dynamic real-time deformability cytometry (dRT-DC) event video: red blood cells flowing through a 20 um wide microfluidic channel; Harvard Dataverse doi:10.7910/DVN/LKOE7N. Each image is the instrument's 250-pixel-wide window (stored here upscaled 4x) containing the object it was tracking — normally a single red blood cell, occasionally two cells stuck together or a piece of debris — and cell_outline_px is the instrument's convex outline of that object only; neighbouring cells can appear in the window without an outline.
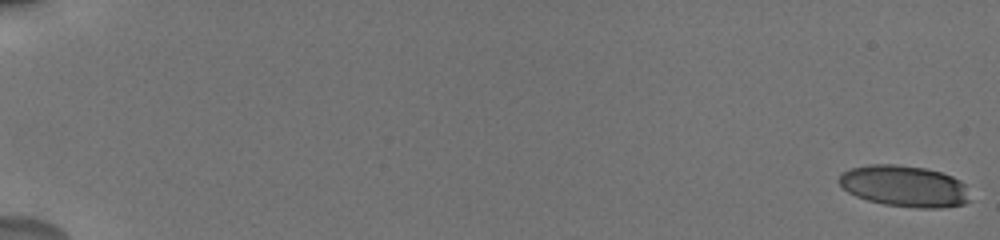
{"species": "human", "species_latin": "Homo sapiens", "temperature_condition": "cold", "stored_images_in_passage": 36, "camera_frame_rate_fps": 3000, "um_per_image_px": 0.085, "donor": {"sex": "male"}, "frame": {"image": 1, "passage_image": 1, "time_ms": 0.0, "image_size_px": [1000, 240], "cell_outline_px": [[968, 200], [964, 204], [940, 208], [916, 208], [884, 204], [868, 200], [856, 196], [848, 192], [836, 180], [840, 172], [848, 168], [868, 164], [896, 164], [924, 168], [940, 172], [952, 176], [960, 180], [964, 184]], "centroid_in_image_um": [76.8, 15.81], "position_along_channel_um": 8.2, "area_um2": 31.62}}
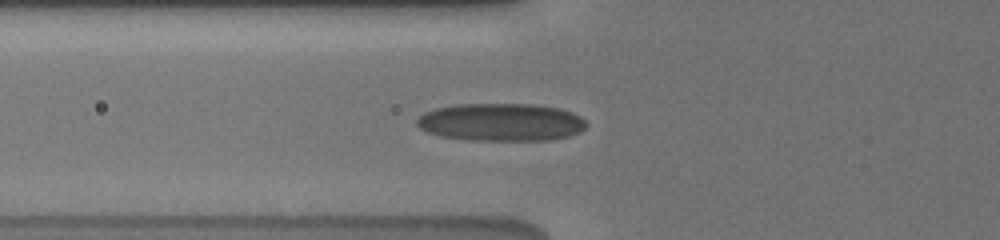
{"frame": {"image": 2, "passage_image": 31, "time_ms": 7.333, "image_size_px": [1000, 240], "cell_outline_px": [[588, 124], [580, 132], [568, 136], [548, 140], [468, 140], [440, 136], [428, 132], [420, 128], [416, 124], [416, 120], [424, 112], [436, 108], [456, 104], [532, 104], [560, 108], [572, 112], [580, 116]], "centroid_in_image_um": [42.59, 10.38], "position_along_channel_um": 83.2, "area_um2": 37.4}}
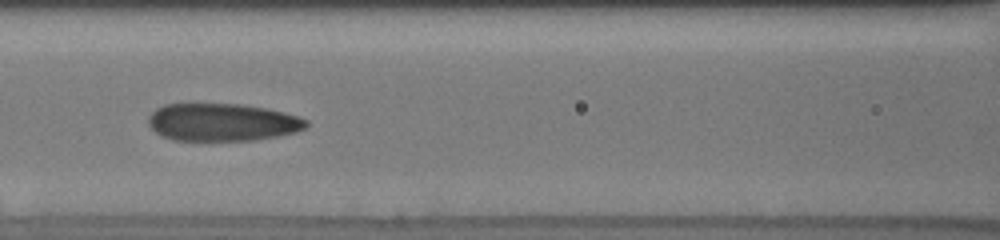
{"frame": {"image": 3, "passage_image": 35, "time_ms": 9.0, "image_size_px": [1000, 240], "cell_outline_px": [[308, 124], [304, 128], [296, 132], [280, 136], [252, 140], [172, 140], [160, 136], [148, 124], [148, 116], [156, 108], [164, 104], [196, 100], [244, 104], [284, 112], [308, 120]], "centroid_in_image_um": [18.82, 10.34], "position_along_channel_um": 147.8, "area_um2": 35.84}}